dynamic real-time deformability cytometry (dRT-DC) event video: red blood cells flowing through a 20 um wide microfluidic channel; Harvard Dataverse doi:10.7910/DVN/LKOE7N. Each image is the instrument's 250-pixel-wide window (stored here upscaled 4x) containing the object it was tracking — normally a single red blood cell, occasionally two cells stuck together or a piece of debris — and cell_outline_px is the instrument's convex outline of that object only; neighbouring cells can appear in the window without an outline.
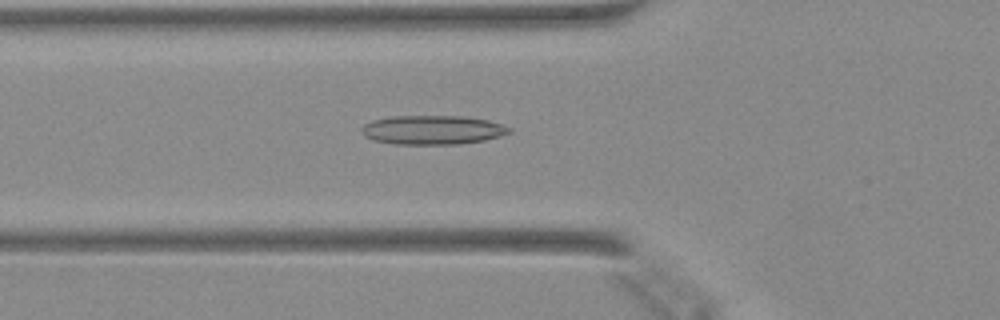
{"species": "Egyptian fruit bat (a non-hibernating species)", "species_latin": "Rousettus aegyptiacus", "temperature_condition": "warm", "stored_images_in_passage": 48, "camera_frame_rate_fps": 3000, "um_per_image_px": 0.085, "animal": {"sex": "female"}, "frame": {"image": 1, "passage_image": 17, "time_ms": 5.333, "image_size_px": [1000, 320], "cell_outline_px": [[512, 132], [500, 136], [484, 140], [460, 144], [396, 144], [372, 140], [364, 136], [360, 128], [364, 124], [372, 120], [392, 116], [464, 116], [488, 120], [512, 128]], "centroid_in_image_um": [36.75, 11.04], "position_along_channel_um": 89.0, "area_um2": 25.14}}
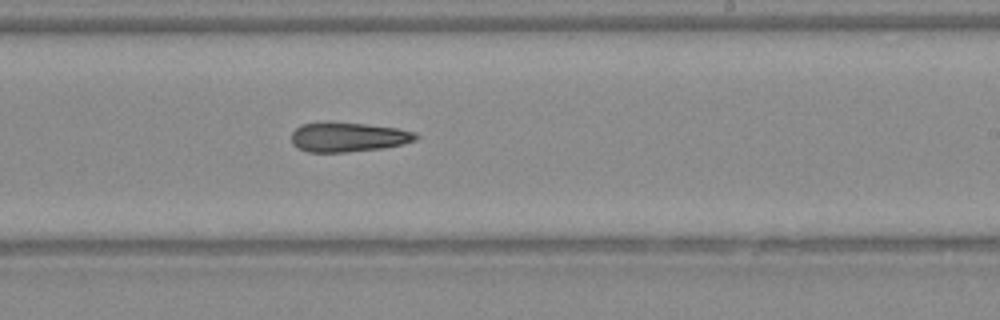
{"frame": {"image": 2, "passage_image": 29, "time_ms": 9.333, "image_size_px": [1000, 320], "cell_outline_px": [[420, 136], [416, 140], [404, 144], [380, 148], [348, 152], [308, 152], [292, 144], [292, 132], [296, 128], [304, 124], [364, 124], [396, 128], [416, 132]], "centroid_in_image_um": [29.65, 11.68], "position_along_channel_um": 259.3, "area_um2": 20.75}}
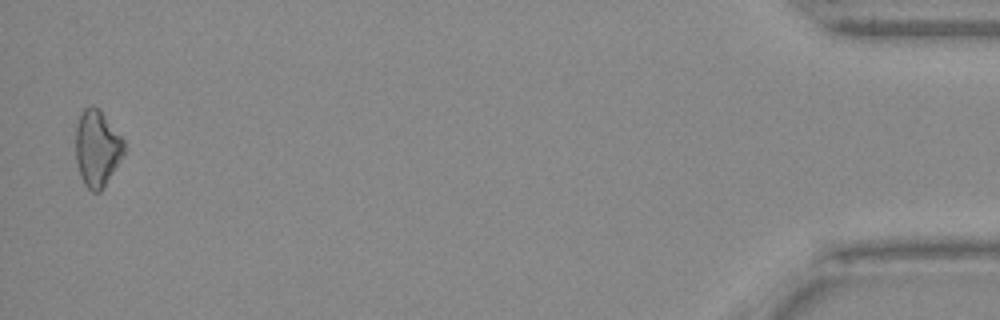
{"frame": {"image": 3, "passage_image": 47, "time_ms": 15.333, "image_size_px": [1000, 320], "cell_outline_px": [[124, 152], [100, 192], [92, 192], [84, 184], [76, 160], [76, 128], [80, 116], [84, 108], [92, 104], [100, 108], [124, 140]], "centroid_in_image_um": [8.25, 12.55], "position_along_channel_um": 427.0, "area_um2": 21.21}}